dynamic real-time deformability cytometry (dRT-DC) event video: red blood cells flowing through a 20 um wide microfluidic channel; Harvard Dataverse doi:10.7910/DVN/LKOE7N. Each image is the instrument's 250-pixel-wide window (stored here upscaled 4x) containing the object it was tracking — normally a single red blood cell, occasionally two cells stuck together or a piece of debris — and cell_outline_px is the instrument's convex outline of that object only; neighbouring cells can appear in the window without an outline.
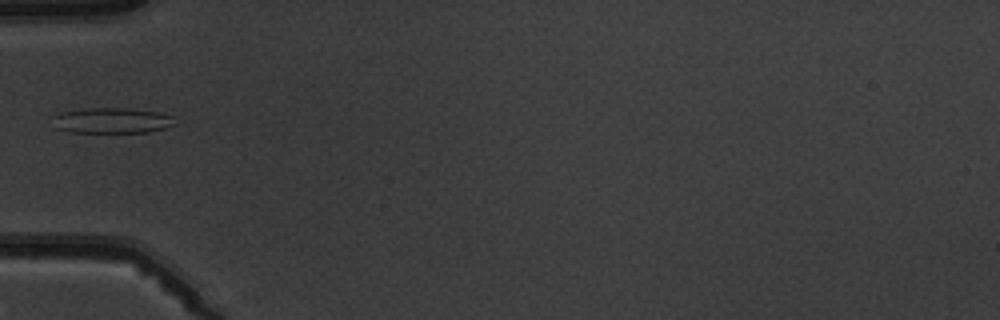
{"species": "common noctule bat (a hibernating species)", "species_latin": "Nyctalus noctula", "temperature_condition": "warm", "stored_images_in_passage": 7, "camera_frame_rate_fps": 3000, "um_per_image_px": 0.085, "animal": {"sex": "male", "body_mass_g": 19.5, "forearm_length_mm": 54.6}, "frame": {"image": 1, "passage_image": 6, "time_ms": 5.667, "image_size_px": [1000, 320], "cell_outline_px": [[176, 124], [164, 128], [148, 132], [68, 132], [52, 128], [52, 116], [60, 112], [88, 108], [132, 108], [160, 112], [172, 116]], "centroid_in_image_um": [9.45, 10.24], "position_along_channel_um": 75.5, "area_um2": 18.5}}
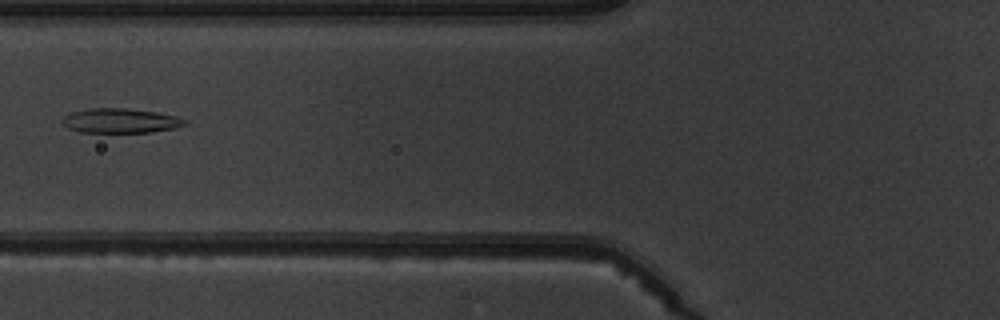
{"frame": {"image": 2, "passage_image": 7, "time_ms": 6.667, "image_size_px": [1000, 320], "cell_outline_px": [[188, 124], [172, 128], [148, 132], [80, 132], [68, 128], [64, 124], [64, 116], [72, 112], [92, 108], [128, 108], [156, 112], [176, 116], [184, 120]], "centroid_in_image_um": [10.23, 10.25], "position_along_channel_um": 115.6, "area_um2": 17.22}}